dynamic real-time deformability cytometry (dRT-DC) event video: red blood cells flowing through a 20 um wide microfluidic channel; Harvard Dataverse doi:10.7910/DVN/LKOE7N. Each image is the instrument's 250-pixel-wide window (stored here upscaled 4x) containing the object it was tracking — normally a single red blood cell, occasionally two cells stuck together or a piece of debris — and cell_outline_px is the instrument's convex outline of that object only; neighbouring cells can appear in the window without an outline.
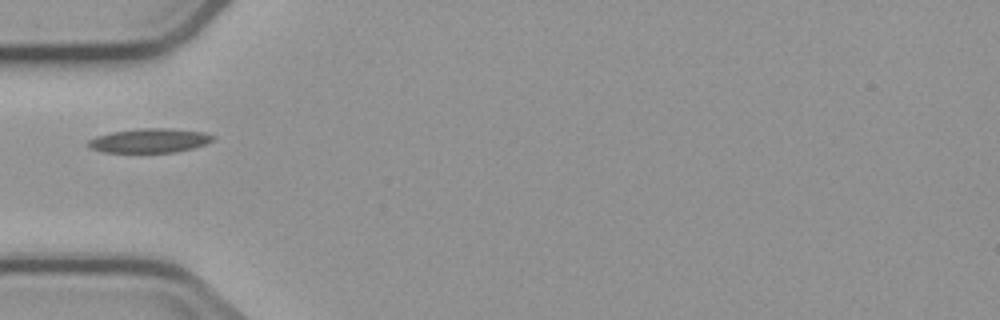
{"species": "common noctule bat (a hibernating species)", "species_latin": "Nyctalus noctula", "temperature_condition": "cold", "stored_images_in_passage": 2, "camera_frame_rate_fps": 3000, "um_per_image_px": 0.085, "animal": {"sex": "male", "body_mass_g": 23.1, "forearm_length_mm": 52.7}, "frame": {"image": 1, "passage_image": 1, "time_ms": 0.0, "image_size_px": [1000, 320], "cell_outline_px": [[216, 136], [212, 140], [204, 144], [192, 148], [176, 152], [104, 152], [92, 148], [88, 144], [88, 140], [96, 136], [112, 132], [136, 128], [168, 128], [204, 132]], "centroid_in_image_um": [12.72, 11.94], "position_along_channel_um": 72.3, "area_um2": 17.46}}
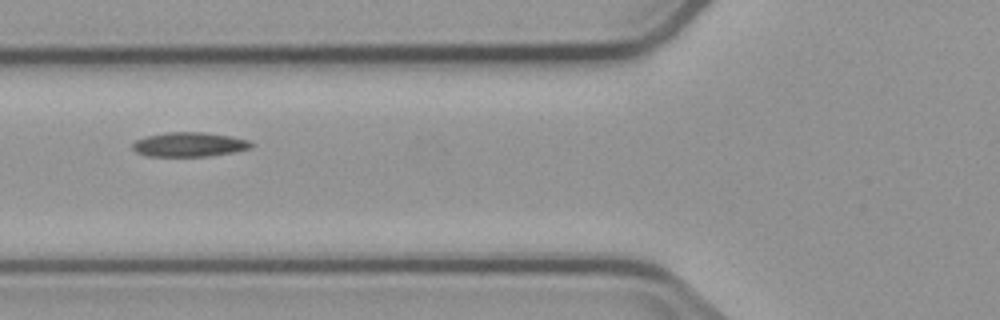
{"frame": {"image": 2, "passage_image": 2, "time_ms": 1.0, "image_size_px": [1000, 320], "cell_outline_px": [[252, 144], [248, 148], [232, 152], [208, 156], [148, 156], [136, 152], [132, 148], [132, 144], [136, 140], [148, 136], [168, 132], [204, 132], [232, 136], [248, 140]], "centroid_in_image_um": [16.06, 12.28], "position_along_channel_um": 109.7, "area_um2": 16.65}}